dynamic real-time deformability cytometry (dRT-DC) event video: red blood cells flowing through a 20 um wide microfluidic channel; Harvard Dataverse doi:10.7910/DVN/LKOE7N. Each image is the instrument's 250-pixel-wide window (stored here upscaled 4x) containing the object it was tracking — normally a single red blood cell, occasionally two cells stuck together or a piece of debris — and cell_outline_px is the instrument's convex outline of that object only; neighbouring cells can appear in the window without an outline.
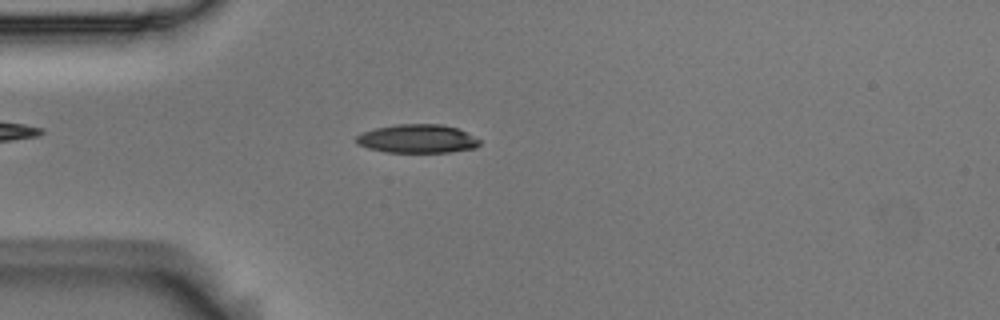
{"species": "Egyptian fruit bat (a non-hibernating species)", "species_latin": "Rousettus aegyptiacus", "temperature_condition": "room temperature", "stored_images_in_passage": 53, "camera_frame_rate_fps": 3000, "um_per_image_px": 0.085, "animal": {"sex": "male"}, "frame": {"image": 1, "passage_image": 14, "time_ms": 4.333, "image_size_px": [1000, 320], "cell_outline_px": [[480, 144], [476, 148], [452, 152], [384, 152], [368, 148], [356, 144], [356, 136], [364, 132], [376, 128], [396, 124], [440, 124], [456, 128], [480, 140]], "centroid_in_image_um": [35.46, 11.8], "position_along_channel_um": 49.5, "area_um2": 20.46}}
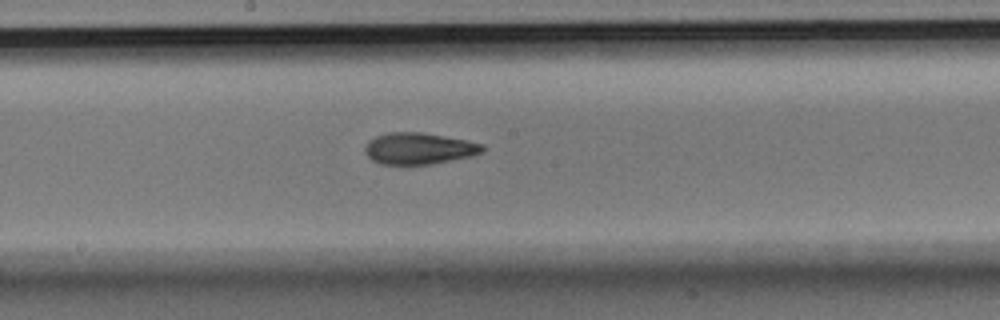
{"frame": {"image": 2, "passage_image": 28, "time_ms": 9.0, "image_size_px": [1000, 320], "cell_outline_px": [[484, 152], [468, 156], [432, 164], [408, 168], [380, 164], [372, 160], [364, 152], [364, 148], [368, 140], [376, 136], [388, 132], [420, 132], [444, 136], [484, 144]], "centroid_in_image_um": [35.53, 12.66], "position_along_channel_um": 212.7, "area_um2": 22.2}}
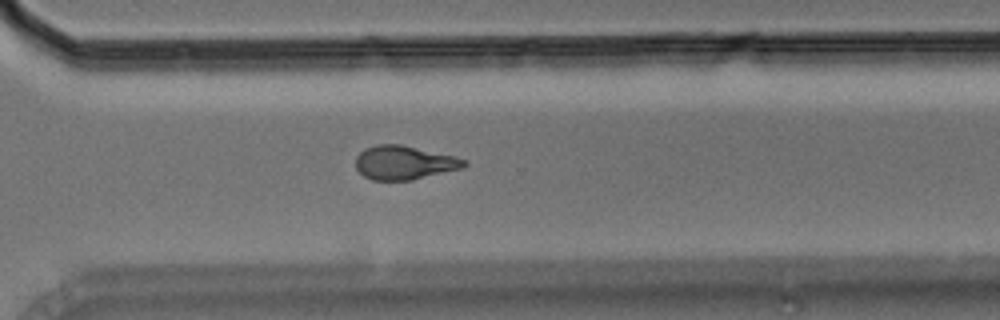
{"frame": {"image": 3, "passage_image": 38, "time_ms": 12.333, "image_size_px": [1000, 320], "cell_outline_px": [[468, 164], [464, 168], [412, 180], [372, 180], [364, 176], [356, 168], [356, 156], [364, 148], [376, 144], [400, 144], [452, 156], [468, 160]], "centroid_in_image_um": [34.35, 13.83], "position_along_channel_um": 336.2, "area_um2": 21.39}, "authors_computed_cell_mechanics": {"area_um2": 21.386, "velocity_mm_per_s": 3.7191, "shape_relaxation_time_tau1_ms": 5.0237, "shape_relaxation_time_tau2_ms": 3.4978, "deformation_change_tau1": 0.1617, "deformation_change_tau2": 0.113}}